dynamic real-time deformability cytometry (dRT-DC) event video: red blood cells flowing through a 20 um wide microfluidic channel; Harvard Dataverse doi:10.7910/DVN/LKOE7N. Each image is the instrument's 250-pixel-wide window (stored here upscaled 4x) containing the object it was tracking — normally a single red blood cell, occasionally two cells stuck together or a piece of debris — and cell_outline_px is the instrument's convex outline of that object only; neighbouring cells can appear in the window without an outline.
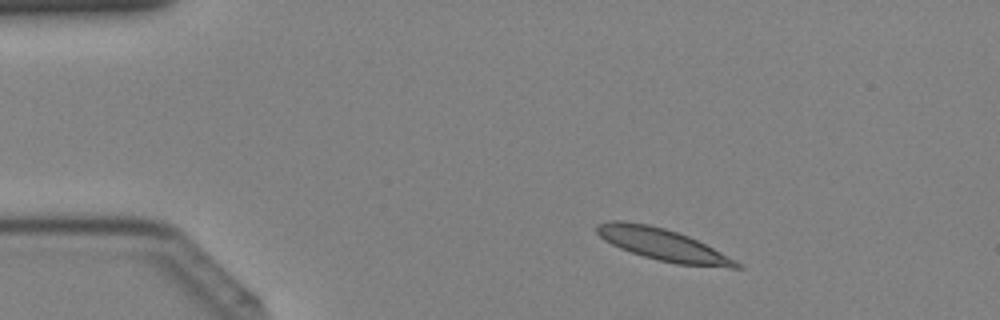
{"species": "Egyptian fruit bat (a non-hibernating species)", "species_latin": "Rousettus aegyptiacus", "temperature_condition": "cold", "stored_images_in_passage": 38, "camera_frame_rate_fps": 3000, "um_per_image_px": 0.085, "animal": {"sex": "female"}, "frame": {"image": 1, "passage_image": 3, "time_ms": 0.667, "image_size_px": [1000, 320], "cell_outline_px": [[744, 268], [728, 268], [676, 264], [644, 256], [620, 248], [604, 240], [596, 232], [596, 224], [612, 220], [624, 220], [648, 224], [664, 228], [688, 236], [736, 260]], "centroid_in_image_um": [56.31, 20.78], "position_along_channel_um": 28.7, "area_um2": 25.72}}
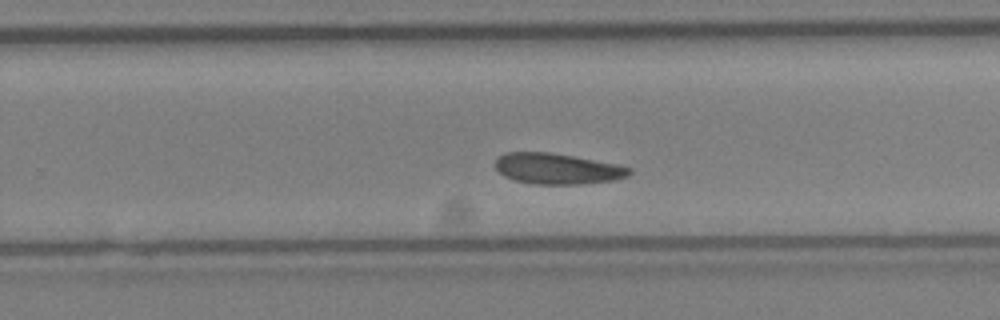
{"frame": {"image": 2, "passage_image": 23, "time_ms": 7.333, "image_size_px": [1000, 320], "cell_outline_px": [[632, 172], [628, 176], [612, 180], [580, 184], [532, 184], [516, 180], [504, 176], [496, 168], [496, 160], [500, 156], [508, 152], [548, 152], [572, 156], [616, 164], [632, 168]], "centroid_in_image_um": [47.38, 14.34], "position_along_channel_um": 282.4, "area_um2": 23.76}}
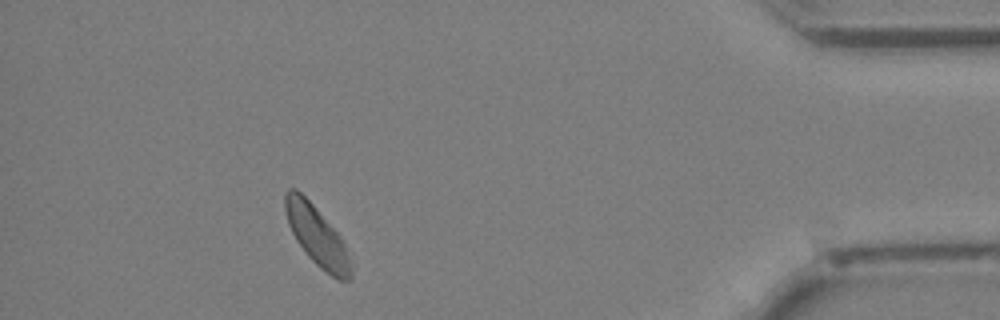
{"frame": {"image": 3, "passage_image": 34, "time_ms": 11.0, "image_size_px": [1000, 320], "cell_outline_px": [[352, 280], [340, 280], [332, 276], [320, 268], [308, 256], [296, 240], [288, 224], [284, 208], [284, 192], [288, 188], [296, 188], [312, 204], [340, 236], [344, 244], [352, 264]], "centroid_in_image_um": [26.93, 20.06], "position_along_channel_um": 408.3, "area_um2": 22.66}}